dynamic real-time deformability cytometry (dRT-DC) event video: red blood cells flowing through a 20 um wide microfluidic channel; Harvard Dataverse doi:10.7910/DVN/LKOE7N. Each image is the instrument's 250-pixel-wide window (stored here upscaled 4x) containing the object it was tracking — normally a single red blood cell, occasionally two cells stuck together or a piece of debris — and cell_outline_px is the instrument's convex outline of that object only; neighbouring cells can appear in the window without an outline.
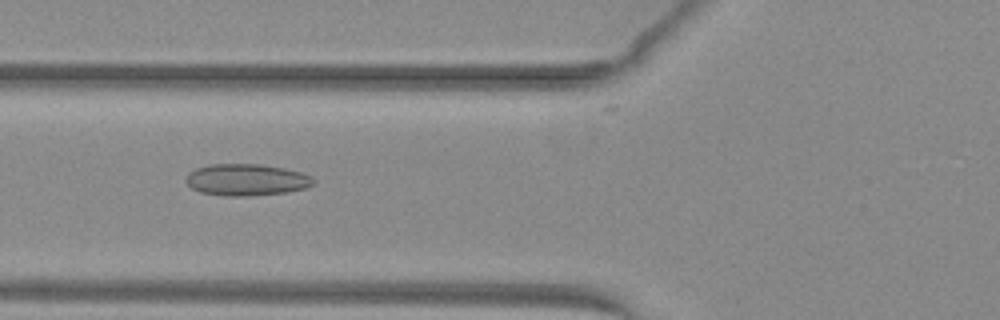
{"species": "common noctule bat (a hibernating species)", "species_latin": "Nyctalus noctula", "temperature_condition": "warm", "stored_images_in_passage": 12, "camera_frame_rate_fps": 3000, "um_per_image_px": 0.085, "animal": {"sex": "female", "body_mass_g": 29.2, "forearm_length_mm": 56.3}, "frame": {"image": 1, "passage_image": 3, "time_ms": 0.667, "image_size_px": [1000, 320], "cell_outline_px": [[316, 180], [312, 184], [304, 188], [288, 192], [252, 196], [224, 196], [200, 192], [192, 188], [184, 180], [184, 176], [188, 172], [196, 168], [208, 164], [260, 164], [284, 168], [300, 172], [312, 176]], "centroid_in_image_um": [20.91, 15.28], "position_along_channel_um": 104.9, "area_um2": 23.81}}
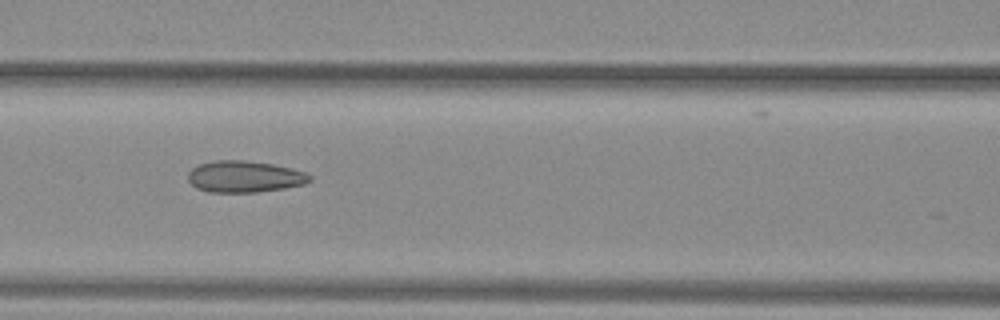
{"frame": {"image": 2, "passage_image": 6, "time_ms": 1.667, "image_size_px": [1000, 320], "cell_outline_px": [[312, 180], [304, 184], [284, 188], [256, 192], [208, 192], [196, 188], [188, 180], [188, 172], [192, 168], [200, 164], [216, 160], [244, 160], [272, 164], [292, 168], [304, 172], [312, 176]], "centroid_in_image_um": [20.78, 15.01], "position_along_channel_um": 145.8, "area_um2": 22.37}}
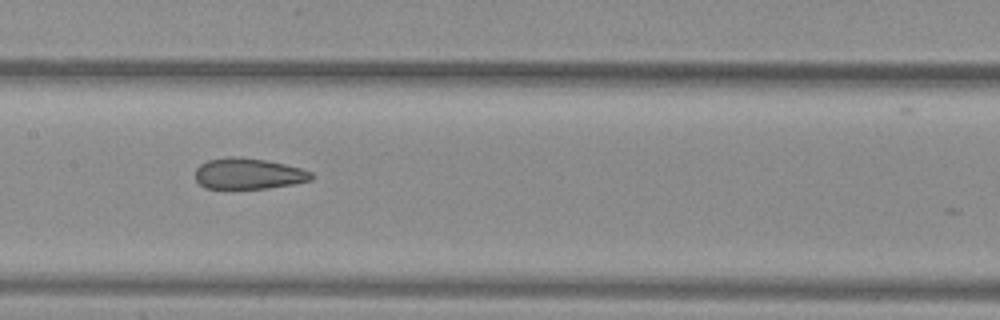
{"frame": {"image": 3, "passage_image": 9, "time_ms": 2.667, "image_size_px": [1000, 320], "cell_outline_px": [[316, 176], [312, 180], [292, 184], [268, 188], [204, 188], [196, 180], [196, 168], [200, 164], [208, 160], [228, 156], [240, 156], [264, 160], [284, 164], [300, 168], [312, 172]], "centroid_in_image_um": [21.12, 14.75], "position_along_channel_um": 186.3, "area_um2": 20.98}}